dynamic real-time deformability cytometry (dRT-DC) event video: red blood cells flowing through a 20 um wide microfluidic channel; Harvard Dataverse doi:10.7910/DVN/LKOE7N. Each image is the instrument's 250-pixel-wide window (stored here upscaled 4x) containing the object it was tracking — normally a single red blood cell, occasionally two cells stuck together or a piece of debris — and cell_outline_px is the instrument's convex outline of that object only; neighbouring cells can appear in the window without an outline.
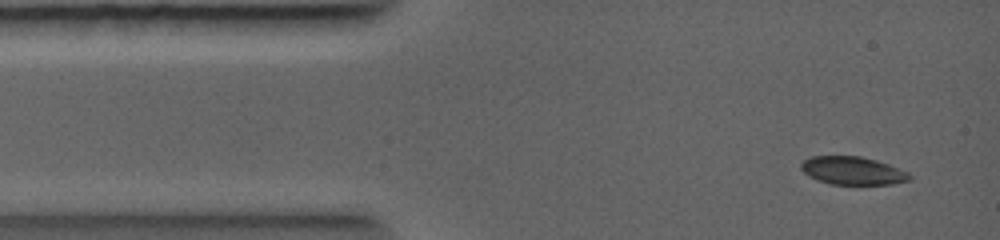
{"species": "common noctule bat (a hibernating species)", "species_latin": "Nyctalus noctula", "temperature_condition": "warm", "stored_images_in_passage": 56, "camera_frame_rate_fps": 5000, "um_per_image_px": 0.085, "animal": {"sex": "female", "body_mass_g": 19.0, "forearm_length_mm": 56.7}, "frame": {"image": 1, "passage_image": 1, "time_ms": 0.0, "image_size_px": [1000, 240], "cell_outline_px": [[908, 176], [904, 180], [888, 184], [832, 184], [816, 180], [804, 172], [804, 160], [812, 156], [856, 156], [872, 160], [896, 168], [904, 172]], "centroid_in_image_um": [72.36, 14.51], "position_along_channel_um": 12.6, "area_um2": 16.65}}
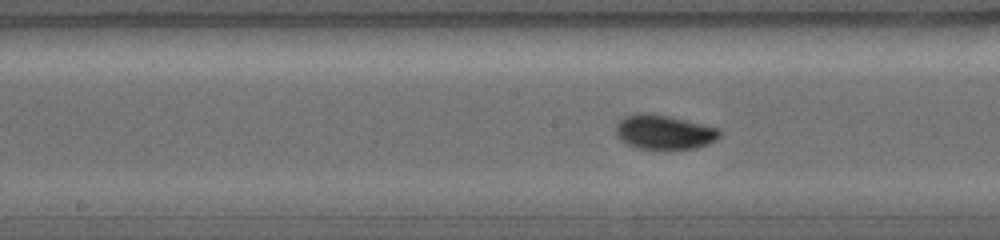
{"frame": {"image": 2, "passage_image": 30, "time_ms": 3.8, "image_size_px": [1000, 240], "cell_outline_px": [[720, 132], [712, 140], [704, 144], [692, 148], [640, 148], [624, 140], [620, 136], [620, 124], [624, 116], [640, 112], [664, 116], [716, 128]], "centroid_in_image_um": [56.45, 11.22], "position_along_channel_um": 191.8, "area_um2": 18.96}}
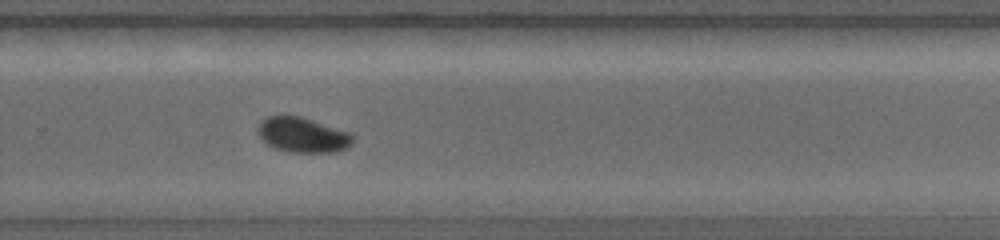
{"frame": {"image": 3, "passage_image": 43, "time_ms": 5.6, "image_size_px": [1000, 240], "cell_outline_px": [[352, 140], [344, 148], [332, 152], [288, 152], [276, 148], [264, 140], [260, 132], [260, 124], [268, 116], [280, 112], [300, 116], [348, 132], [352, 136]], "centroid_in_image_um": [25.69, 11.43], "position_along_channel_um": 304.1, "area_um2": 18.9}}